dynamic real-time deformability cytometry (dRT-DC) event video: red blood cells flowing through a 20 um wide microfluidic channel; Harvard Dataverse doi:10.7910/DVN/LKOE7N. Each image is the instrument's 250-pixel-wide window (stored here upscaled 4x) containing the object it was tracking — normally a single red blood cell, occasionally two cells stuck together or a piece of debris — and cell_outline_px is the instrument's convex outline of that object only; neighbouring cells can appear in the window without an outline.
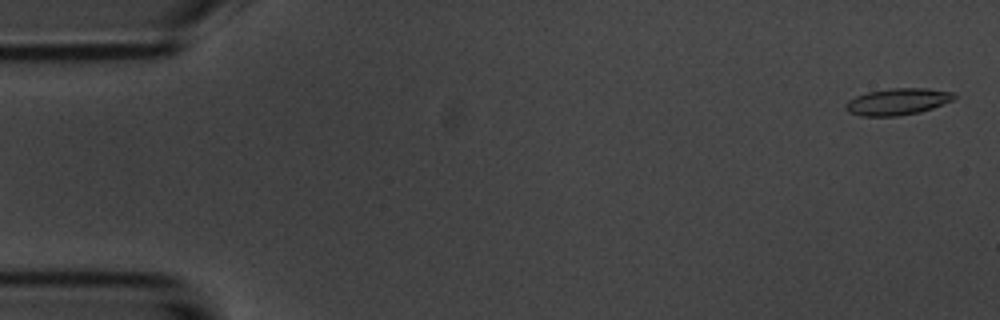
{"species": "common noctule bat (a hibernating species)", "species_latin": "Nyctalus noctula", "temperature_condition": "room temperature", "stored_images_in_passage": 52, "camera_frame_rate_fps": 3000, "um_per_image_px": 0.085, "animal": {"sex": "male", "body_mass_g": 20.1, "forearm_length_mm": 53.5}, "frame": {"image": 1, "passage_image": 2, "time_ms": 0.333, "image_size_px": [1000, 320], "cell_outline_px": [[956, 96], [952, 100], [932, 108], [920, 112], [896, 116], [860, 116], [848, 112], [844, 108], [844, 104], [848, 100], [856, 96], [868, 92], [892, 88], [928, 88], [952, 92]], "centroid_in_image_um": [76.25, 8.64], "position_along_channel_um": 8.8, "area_um2": 16.82}}
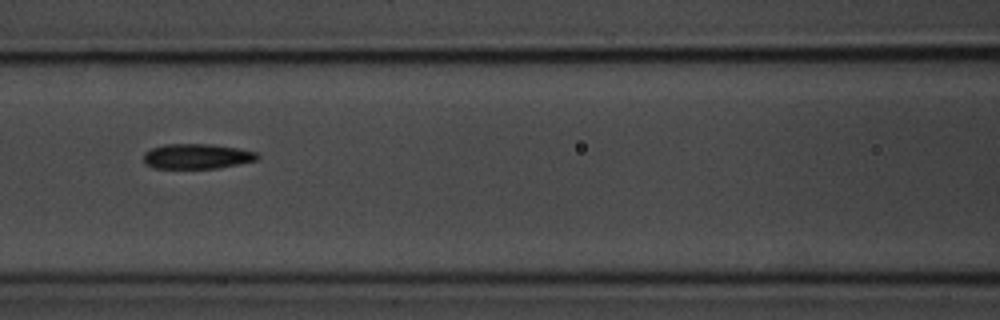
{"frame": {"image": 2, "passage_image": 24, "time_ms": 7.667, "image_size_px": [1000, 320], "cell_outline_px": [[260, 156], [256, 160], [216, 168], [152, 168], [144, 164], [144, 152], [152, 148], [164, 144], [208, 144], [236, 148], [256, 152]], "centroid_in_image_um": [16.68, 13.29], "position_along_channel_um": 149.9, "area_um2": 16.47}}
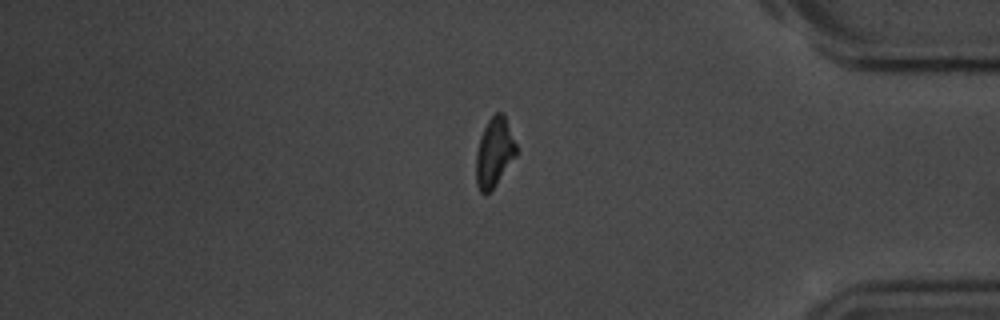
{"frame": {"image": 3, "passage_image": 46, "time_ms": 15.0, "image_size_px": [1000, 320], "cell_outline_px": [[516, 156], [496, 184], [484, 196], [480, 192], [476, 184], [476, 152], [480, 136], [488, 120], [496, 112], [504, 112], [516, 144]], "centroid_in_image_um": [42.01, 12.94], "position_along_channel_um": 393.2, "area_um2": 16.24}, "authors_computed_cell_mechanics": {"area_um2": 16.7909, "velocity_mm_per_s": 3.6872, "shape_relaxation_time_tau1_ms": 2.563, "shape_relaxation_time_tau2_ms": 4.8824, "deformation_change_tau1": 0.1312, "deformation_change_tau2": 0.1431}}